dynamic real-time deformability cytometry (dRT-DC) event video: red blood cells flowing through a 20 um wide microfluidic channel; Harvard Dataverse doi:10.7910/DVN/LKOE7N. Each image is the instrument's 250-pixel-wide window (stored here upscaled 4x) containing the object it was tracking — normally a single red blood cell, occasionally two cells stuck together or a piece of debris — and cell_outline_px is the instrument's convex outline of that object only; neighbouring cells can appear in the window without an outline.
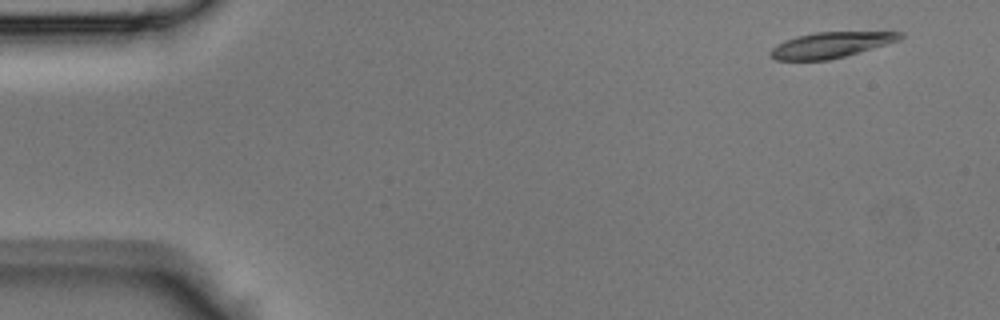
{"species": "Egyptian fruit bat (a non-hibernating species)", "species_latin": "Rousettus aegyptiacus", "temperature_condition": "room temperature", "stored_images_in_passage": 44, "camera_frame_rate_fps": 3000, "um_per_image_px": 0.085, "animal": {"sex": "male"}, "frame": {"image": 1, "passage_image": 3, "time_ms": 0.667, "image_size_px": [1000, 320], "cell_outline_px": [[904, 36], [900, 40], [860, 52], [828, 60], [776, 60], [768, 52], [772, 48], [796, 36], [816, 32], [904, 32]], "centroid_in_image_um": [70.66, 3.82], "position_along_channel_um": 14.3, "area_um2": 19.13}}
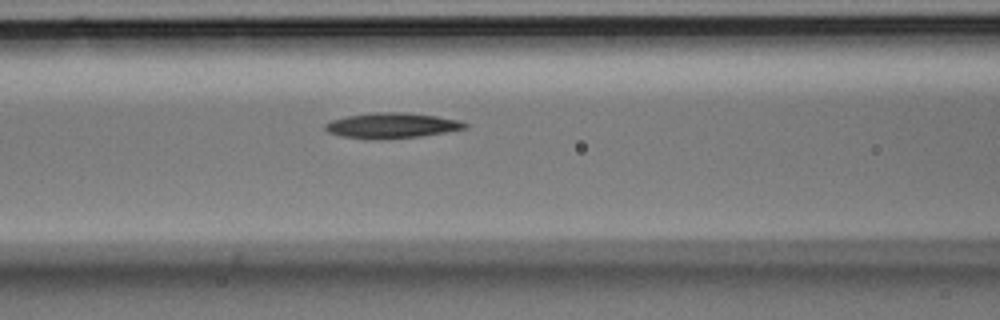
{"frame": {"image": 2, "passage_image": 18, "time_ms": 5.667, "image_size_px": [1000, 320], "cell_outline_px": [[468, 128], [420, 136], [340, 136], [328, 132], [324, 128], [324, 124], [332, 120], [348, 116], [380, 112], [404, 112], [436, 116], [460, 120], [468, 124]], "centroid_in_image_um": [33.37, 10.61], "position_along_channel_um": 133.2, "area_um2": 19.42}}
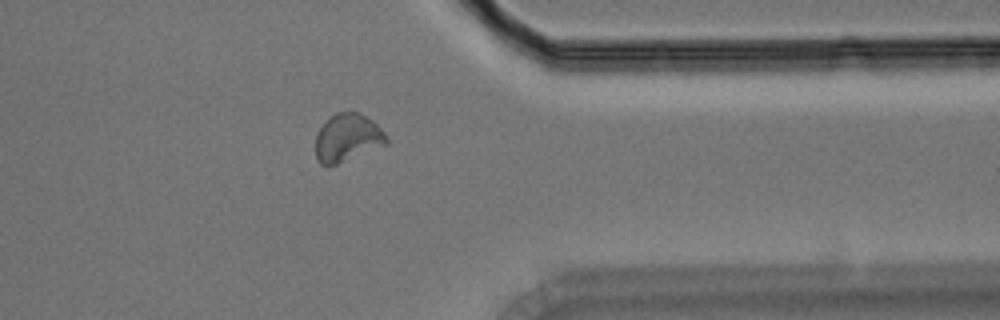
{"frame": {"image": 3, "passage_image": 35, "time_ms": 11.333, "image_size_px": [1000, 320], "cell_outline_px": [[388, 144], [336, 164], [320, 164], [316, 160], [316, 132], [336, 112], [360, 112], [372, 120], [388, 136]], "centroid_in_image_um": [29.55, 11.7], "position_along_channel_um": 381.9, "area_um2": 19.59}}